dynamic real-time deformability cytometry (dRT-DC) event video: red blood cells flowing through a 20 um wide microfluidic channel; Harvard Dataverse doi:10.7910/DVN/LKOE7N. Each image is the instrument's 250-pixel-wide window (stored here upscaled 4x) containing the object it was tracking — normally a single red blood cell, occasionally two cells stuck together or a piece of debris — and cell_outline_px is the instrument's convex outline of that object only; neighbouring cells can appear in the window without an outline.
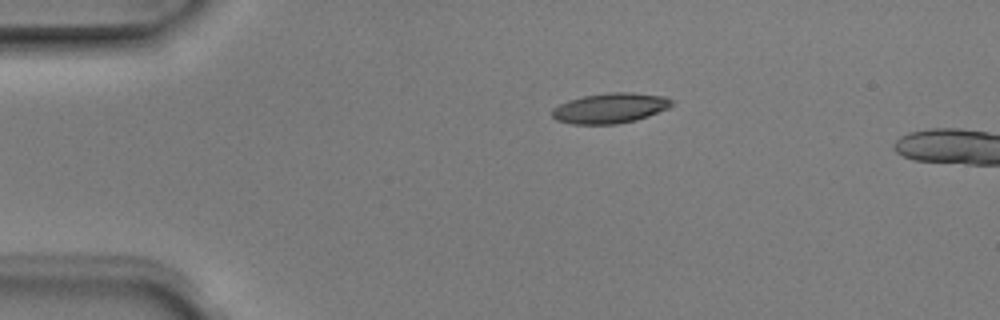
{"species": "Egyptian fruit bat (a non-hibernating species)", "species_latin": "Rousettus aegyptiacus", "temperature_condition": "room temperature", "stored_images_in_passage": 3, "camera_frame_rate_fps": 3000, "um_per_image_px": 0.085, "animal": {"sex": "male"}, "frame": {"image": 1, "passage_image": 1, "time_ms": 0.0, "image_size_px": [1000, 320], "cell_outline_px": [[672, 104], [668, 108], [648, 116], [636, 120], [616, 124], [572, 124], [556, 120], [552, 116], [552, 108], [568, 100], [584, 96], [608, 92], [632, 92], [664, 96], [672, 100]], "centroid_in_image_um": [51.84, 9.19], "position_along_channel_um": 33.2, "area_um2": 21.04}}